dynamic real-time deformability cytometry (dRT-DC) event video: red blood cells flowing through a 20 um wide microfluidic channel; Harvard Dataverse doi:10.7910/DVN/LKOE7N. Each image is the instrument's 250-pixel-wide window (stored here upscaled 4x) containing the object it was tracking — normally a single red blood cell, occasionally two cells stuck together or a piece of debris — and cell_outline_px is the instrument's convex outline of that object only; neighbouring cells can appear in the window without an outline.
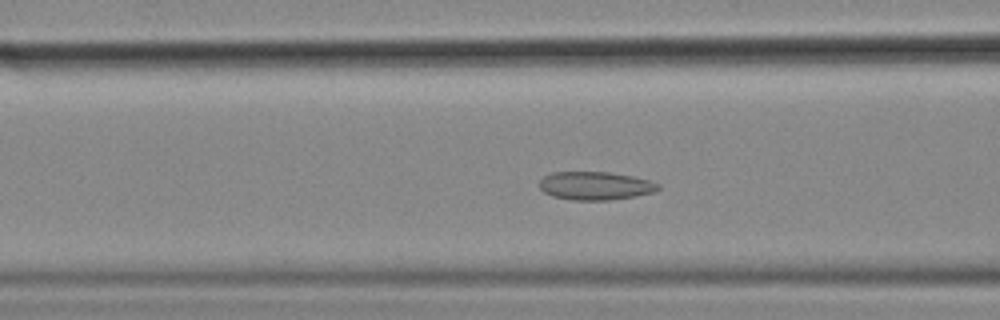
{"species": "common noctule bat (a hibernating species)", "species_latin": "Nyctalus noctula", "temperature_condition": "cold", "stored_images_in_passage": 50, "camera_frame_rate_fps": 3000, "um_per_image_px": 0.085, "animal": {"sex": "female", "body_mass_g": 18.4}, "frame": {"image": 1, "passage_image": 16, "time_ms": 5.0, "image_size_px": [1000, 320], "cell_outline_px": [[660, 188], [656, 192], [636, 196], [612, 200], [572, 200], [552, 196], [544, 192], [540, 188], [540, 180], [544, 176], [552, 172], [608, 172], [632, 176], [648, 180], [660, 184]], "centroid_in_image_um": [50.62, 15.8], "position_along_channel_um": 116.0, "area_um2": 19.65}}
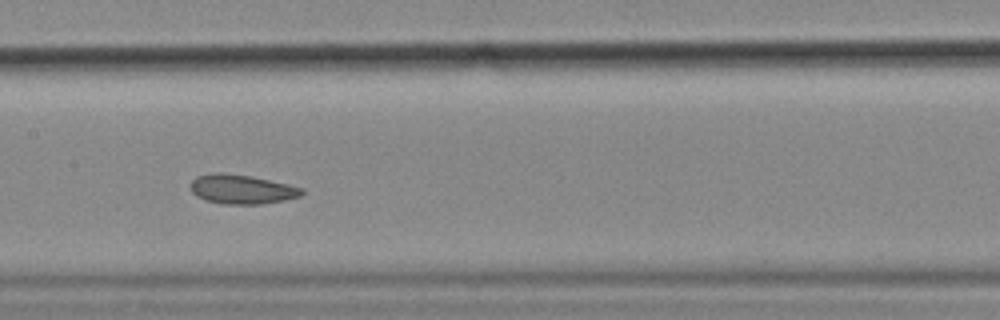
{"frame": {"image": 2, "passage_image": 22, "time_ms": 7.0, "image_size_px": [1000, 320], "cell_outline_px": [[304, 192], [300, 196], [284, 200], [260, 204], [220, 204], [204, 200], [196, 196], [192, 192], [188, 184], [196, 176], [212, 172], [224, 172], [248, 176], [288, 184], [304, 188]], "centroid_in_image_um": [20.49, 16.08], "position_along_channel_um": 186.9, "area_um2": 19.19}}
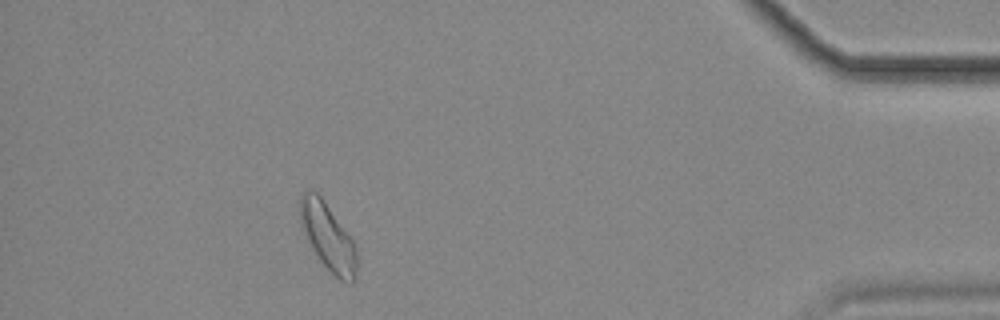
{"frame": {"image": 3, "passage_image": 45, "time_ms": 14.667, "image_size_px": [1000, 320], "cell_outline_px": [[356, 280], [352, 284], [348, 284], [340, 280], [320, 260], [312, 248], [300, 224], [300, 196], [304, 192], [316, 192], [320, 196], [356, 244]], "centroid_in_image_um": [27.9, 20.18], "position_along_channel_um": 407.3, "area_um2": 21.73}, "authors_computed_cell_mechanics": {"area_um2": 20.1144, "velocity_mm_per_s": 3.5437, "shape_relaxation_time_tau1_ms": null, "shape_relaxation_time_tau2_ms": 2.4258, "deformation_change_tau1": null, "deformation_change_tau2": 0.0691}}